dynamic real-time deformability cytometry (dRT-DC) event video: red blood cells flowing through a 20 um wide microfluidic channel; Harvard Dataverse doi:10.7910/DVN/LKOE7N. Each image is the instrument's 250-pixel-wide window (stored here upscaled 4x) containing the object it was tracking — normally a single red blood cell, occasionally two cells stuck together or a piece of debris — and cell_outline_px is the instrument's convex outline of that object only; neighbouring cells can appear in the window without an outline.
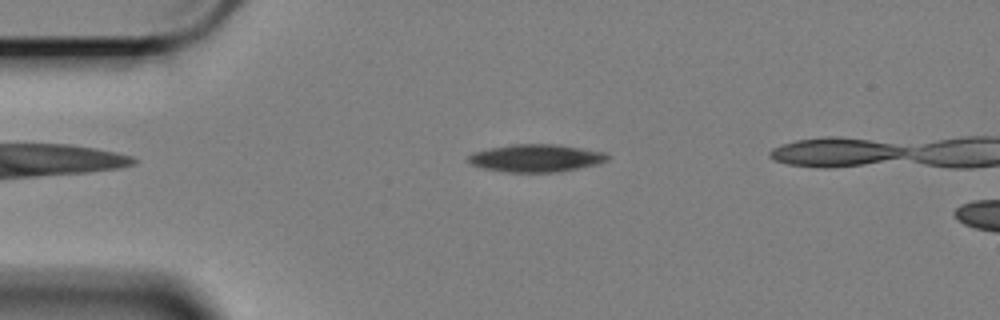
{"species": "Egyptian fruit bat (a non-hibernating species)", "species_latin": "Rousettus aegyptiacus", "temperature_condition": "cold", "stored_images_in_passage": 44, "camera_frame_rate_fps": 3000, "um_per_image_px": 0.085, "animal": {"sex": "female"}, "frame": {"image": 1, "passage_image": 4, "time_ms": 1.0, "image_size_px": [1000, 320], "cell_outline_px": [[612, 156], [608, 160], [596, 164], [560, 172], [508, 172], [484, 168], [472, 164], [468, 160], [468, 156], [472, 152], [512, 144], [556, 144], [604, 152]], "centroid_in_image_um": [45.59, 13.44], "position_along_channel_um": 39.4, "area_um2": 22.25}}
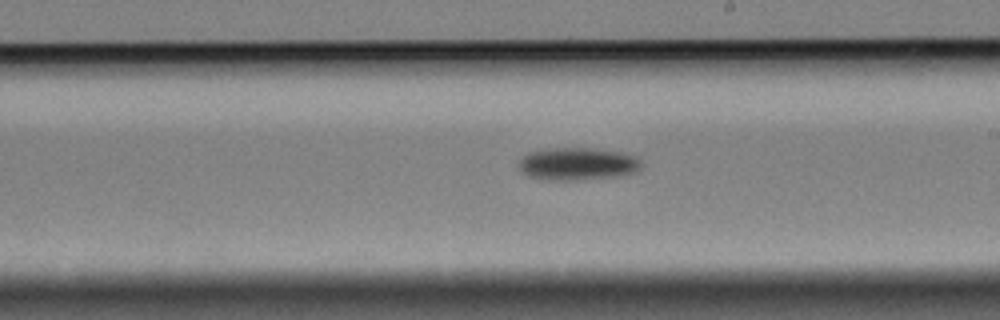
{"frame": {"image": 2, "passage_image": 24, "time_ms": 7.667, "image_size_px": [1000, 320], "cell_outline_px": [[644, 164], [636, 172], [616, 176], [576, 180], [548, 180], [528, 176], [520, 172], [520, 160], [528, 152], [540, 148], [592, 148], [628, 152], [636, 156]], "centroid_in_image_um": [49.12, 13.91], "position_along_channel_um": 239.9, "area_um2": 23.7}}
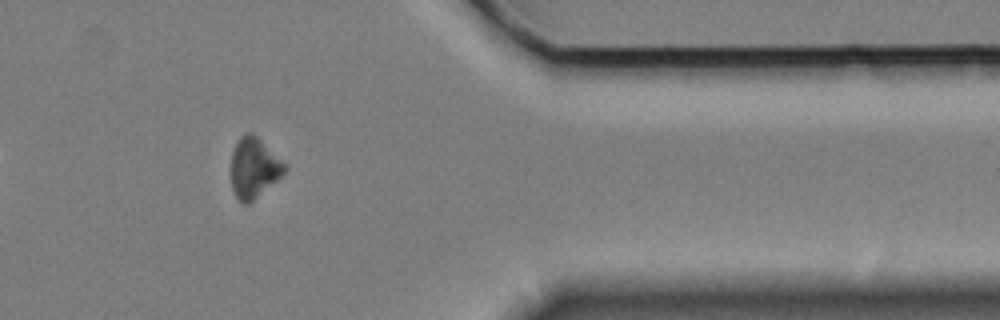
{"frame": {"image": 3, "passage_image": 39, "time_ms": 12.667, "image_size_px": [1000, 320], "cell_outline_px": [[288, 168], [276, 180], [248, 204], [244, 204], [236, 196], [232, 188], [232, 152], [240, 136], [248, 132], [252, 132]], "centroid_in_image_um": [21.55, 14.26], "position_along_channel_um": 389.8, "area_um2": 18.03}}